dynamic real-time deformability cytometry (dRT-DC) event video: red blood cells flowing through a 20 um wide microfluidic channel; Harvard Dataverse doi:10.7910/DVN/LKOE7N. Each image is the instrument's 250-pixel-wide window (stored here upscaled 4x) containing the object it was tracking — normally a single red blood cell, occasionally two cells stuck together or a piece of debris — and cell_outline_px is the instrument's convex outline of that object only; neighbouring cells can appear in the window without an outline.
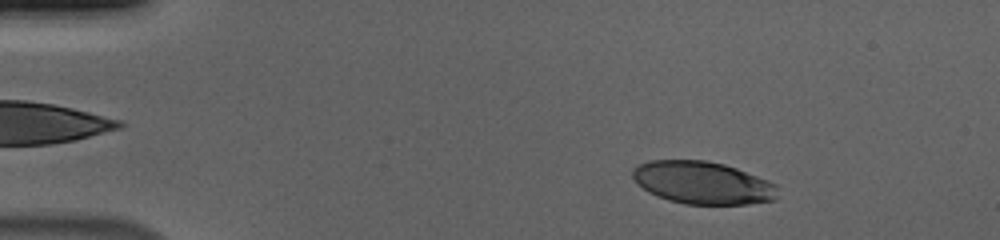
{"species": "human", "species_latin": "Homo sapiens", "temperature_condition": "cold", "stored_images_in_passage": 53, "camera_frame_rate_fps": 3000, "um_per_image_px": 0.085, "donor": {"sex": "male"}, "frame": {"image": 1, "passage_image": 6, "time_ms": 1.667, "image_size_px": [1000, 240], "cell_outline_px": [[776, 200], [748, 204], [684, 204], [668, 200], [648, 192], [636, 184], [632, 176], [632, 168], [648, 160], [704, 160], [724, 164], [736, 168], [768, 180], [776, 184]], "centroid_in_image_um": [59.69, 15.53], "position_along_channel_um": 25.3, "area_um2": 36.13}}
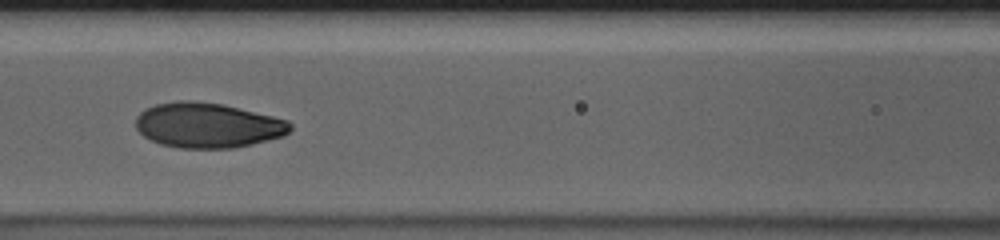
{"frame": {"image": 2, "passage_image": 23, "time_ms": 7.333, "image_size_px": [1000, 240], "cell_outline_px": [[292, 128], [284, 136], [252, 144], [232, 148], [180, 148], [160, 144], [144, 136], [136, 128], [136, 116], [140, 112], [156, 104], [180, 100], [188, 100], [220, 104], [272, 116], [288, 120], [292, 124]], "centroid_in_image_um": [17.65, 10.66], "position_along_channel_um": 148.9, "area_um2": 40.29}}
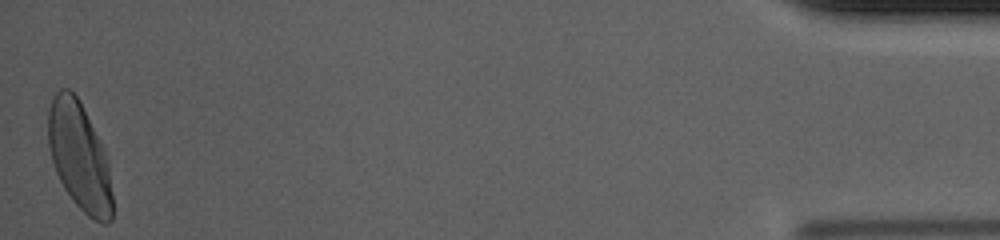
{"frame": {"image": 3, "passage_image": 53, "time_ms": 17.333, "image_size_px": [1000, 240], "cell_outline_px": [[112, 220], [108, 224], [104, 224], [92, 220], [76, 204], [64, 188], [56, 172], [52, 160], [48, 144], [48, 108], [52, 96], [60, 88], [68, 88], [80, 100], [104, 148], [108, 168], [112, 192]], "centroid_in_image_um": [6.74, 13.29], "position_along_channel_um": 428.5, "area_um2": 40.46}, "authors_computed_cell_mechanics": {"area_um2": 39.3618, "velocity_mm_per_s": 3.6797, "shape_relaxation_time_tau1_ms": 3.078, "shape_relaxation_time_tau2_ms": null, "deformation_change_tau1": 0.1605, "deformation_change_tau2": null}}